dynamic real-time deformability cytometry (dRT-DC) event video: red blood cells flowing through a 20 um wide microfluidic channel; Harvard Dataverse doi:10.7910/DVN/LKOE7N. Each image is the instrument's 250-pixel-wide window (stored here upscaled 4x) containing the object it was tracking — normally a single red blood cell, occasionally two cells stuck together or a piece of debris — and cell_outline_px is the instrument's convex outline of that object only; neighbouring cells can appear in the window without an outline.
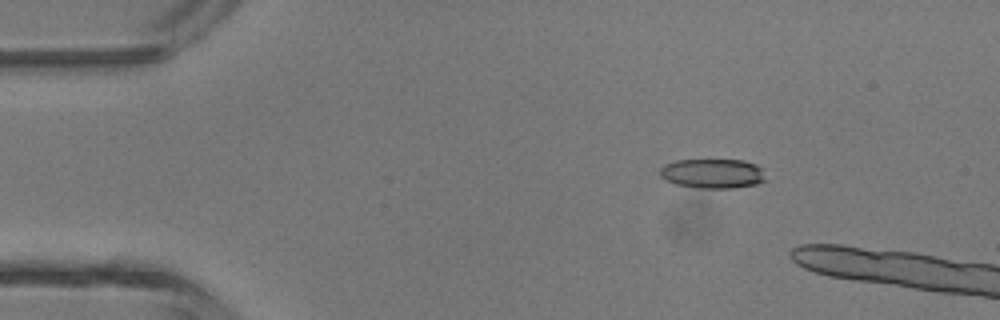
{"species": "common noctule bat (a hibernating species)", "species_latin": "Nyctalus noctula", "temperature_condition": "room temperature", "stored_images_in_passage": 3, "camera_frame_rate_fps": 3000, "um_per_image_px": 0.085, "animal": {"sex": "male", "body_mass_g": 13.3}, "frame": {"image": 1, "passage_image": 2, "time_ms": 1.0, "image_size_px": [1000, 320], "cell_outline_px": [[768, 180], [756, 184], [732, 188], [700, 188], [676, 184], [664, 180], [660, 176], [660, 168], [664, 164], [676, 160], [744, 160], [756, 164], [764, 168]], "centroid_in_image_um": [60.62, 14.74], "position_along_channel_um": 24.4, "area_um2": 18.55}}